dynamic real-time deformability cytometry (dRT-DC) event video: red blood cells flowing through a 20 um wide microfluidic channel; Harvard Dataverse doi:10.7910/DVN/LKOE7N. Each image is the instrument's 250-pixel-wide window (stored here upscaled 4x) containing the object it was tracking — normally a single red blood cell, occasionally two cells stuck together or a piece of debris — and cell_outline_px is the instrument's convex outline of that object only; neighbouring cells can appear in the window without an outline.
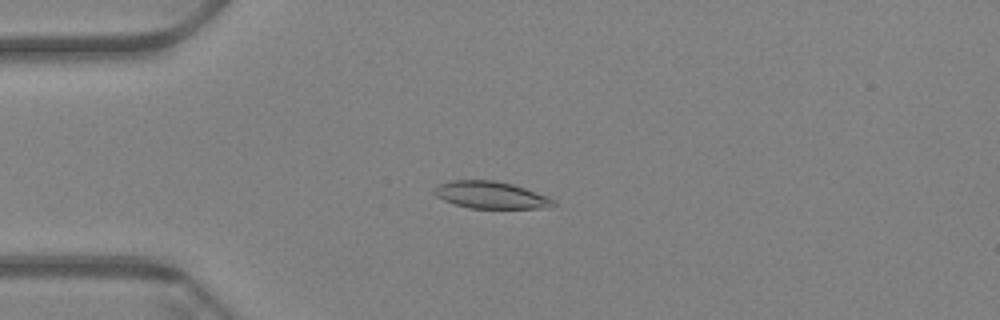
{"species": "Egyptian fruit bat (a non-hibernating species)", "species_latin": "Rousettus aegyptiacus", "temperature_condition": "warm", "stored_images_in_passage": 61, "camera_frame_rate_fps": 3000, "um_per_image_px": 0.085, "animal": {"sex": "female"}, "frame": {"image": 1, "passage_image": 16, "time_ms": 5.0, "image_size_px": [1000, 320], "cell_outline_px": [[556, 204], [548, 208], [468, 208], [444, 200], [436, 196], [432, 192], [436, 184], [448, 180], [492, 180], [512, 184], [548, 196]], "centroid_in_image_um": [41.66, 16.57], "position_along_channel_um": 43.3, "area_um2": 18.84}}
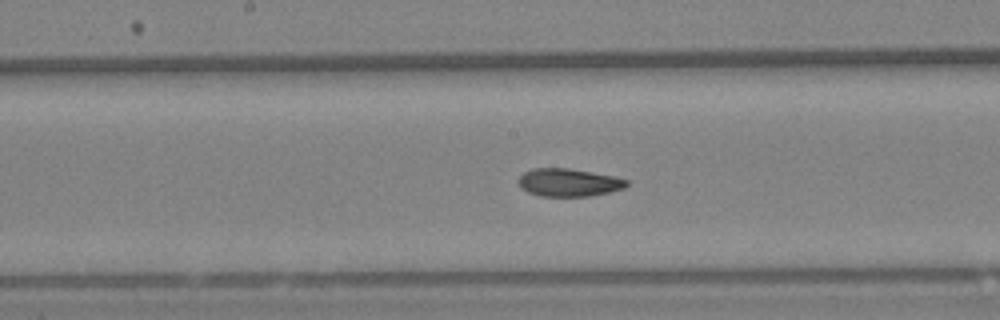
{"frame": {"image": 2, "passage_image": 32, "time_ms": 10.333, "image_size_px": [1000, 320], "cell_outline_px": [[628, 184], [624, 188], [608, 192], [588, 196], [540, 196], [528, 192], [520, 188], [516, 180], [524, 172], [532, 168], [568, 168], [616, 176], [628, 180]], "centroid_in_image_um": [48.3, 15.5], "position_along_channel_um": 199.9, "area_um2": 17.69}}
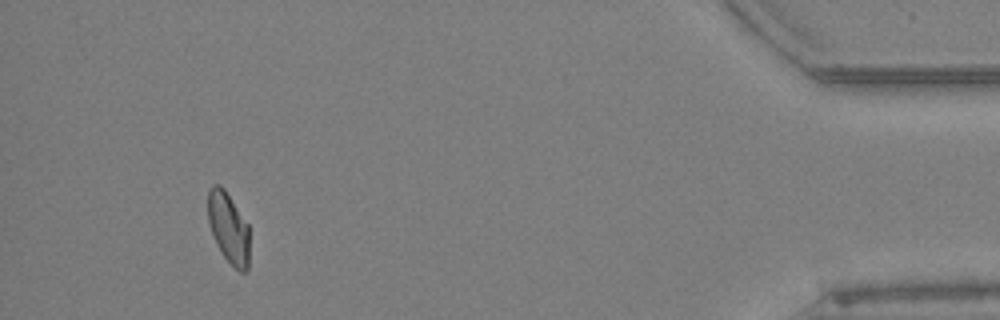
{"frame": {"image": 3, "passage_image": 57, "time_ms": 18.667, "image_size_px": [1000, 320], "cell_outline_px": [[248, 272], [240, 272], [224, 256], [216, 244], [208, 220], [208, 188], [212, 184], [220, 184], [224, 188], [248, 224]], "centroid_in_image_um": [19.41, 19.33], "position_along_channel_um": 415.8, "area_um2": 16.99}, "authors_computed_cell_mechanics": {"area_um2": 18.207, "velocity_mm_per_s": 3.3887, "shape_relaxation_time_tau1_ms": 8.5047, "shape_relaxation_time_tau2_ms": 3.6209, "deformation_change_tau1": 0.1841, "deformation_change_tau2": 0.0819}}